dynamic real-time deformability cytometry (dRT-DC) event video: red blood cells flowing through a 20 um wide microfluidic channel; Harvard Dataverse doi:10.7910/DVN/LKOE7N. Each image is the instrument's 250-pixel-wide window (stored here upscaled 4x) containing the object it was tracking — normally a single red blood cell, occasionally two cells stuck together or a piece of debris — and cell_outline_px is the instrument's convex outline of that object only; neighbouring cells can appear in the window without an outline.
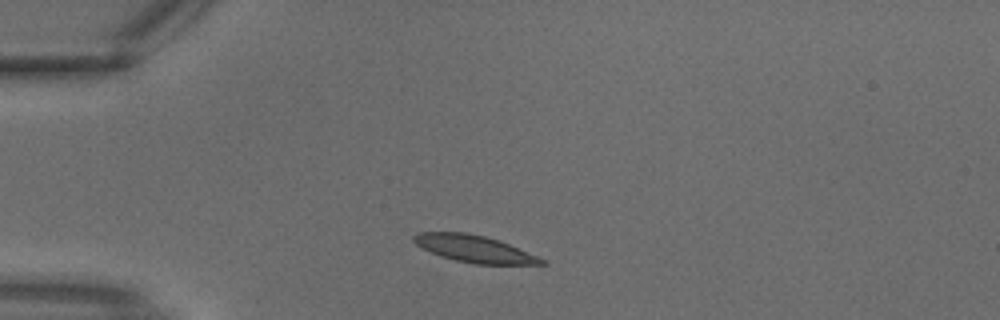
{"species": "common noctule bat (a hibernating species)", "species_latin": "Nyctalus noctula", "temperature_condition": "warm", "stored_images_in_passage": 2, "segment_of_instrument_passage": [1, 2], "camera_frame_rate_fps": 3000, "um_per_image_px": 0.085, "animal": {"sex": "male", "body_mass_g": 18.8}, "frame": {"image": 1, "passage_image": 1, "time_ms": 0.0, "image_size_px": [1000, 320], "cell_outline_px": [[548, 264], [476, 264], [456, 260], [440, 256], [416, 244], [412, 240], [412, 236], [416, 232], [468, 232], [500, 240], [548, 260]], "centroid_in_image_um": [40.35, 21.14], "position_along_channel_um": 44.7, "area_um2": 20.17}}